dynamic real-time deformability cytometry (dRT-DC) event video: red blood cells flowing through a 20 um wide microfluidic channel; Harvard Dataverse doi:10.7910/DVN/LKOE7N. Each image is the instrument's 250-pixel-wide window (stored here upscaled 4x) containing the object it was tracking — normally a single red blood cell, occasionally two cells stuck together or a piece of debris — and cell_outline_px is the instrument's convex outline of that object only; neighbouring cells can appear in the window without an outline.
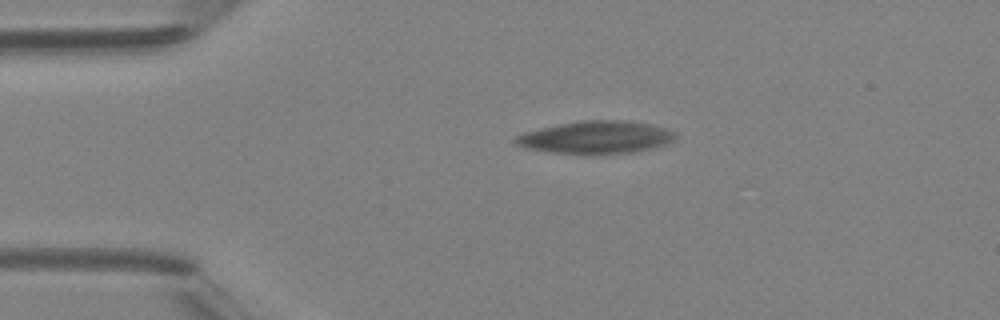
{"species": "Egyptian fruit bat (a non-hibernating species)", "species_latin": "Rousettus aegyptiacus", "temperature_condition": "room temperature", "stored_images_in_passage": 3, "camera_frame_rate_fps": 3000, "um_per_image_px": 0.085, "animal": {"sex": "female"}, "frame": {"image": 1, "passage_image": 1, "time_ms": 0.0, "image_size_px": [1000, 320], "cell_outline_px": [[676, 136], [668, 144], [652, 148], [632, 152], [548, 152], [528, 148], [516, 144], [512, 140], [516, 136], [524, 132], [540, 128], [580, 120], [616, 120], [648, 124], [664, 128], [676, 132]], "centroid_in_image_um": [50.64, 11.65], "position_along_channel_um": 34.4, "area_um2": 29.48}}
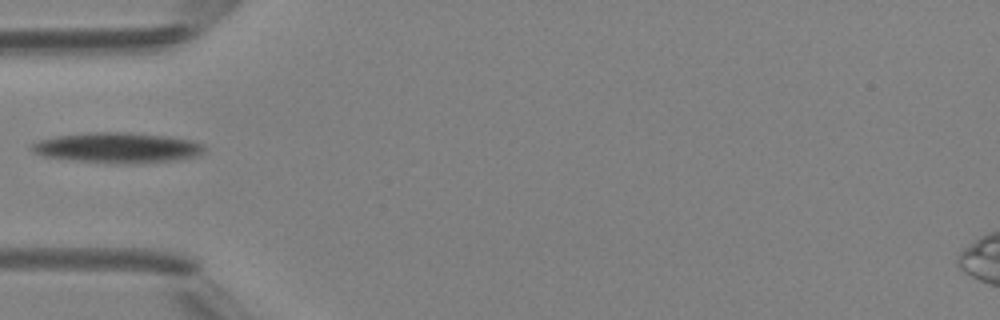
{"frame": {"image": 2, "passage_image": 3, "time_ms": 2.333, "image_size_px": [1000, 320], "cell_outline_px": [[204, 152], [196, 156], [180, 160], [136, 164], [124, 164], [72, 160], [44, 156], [32, 152], [28, 148], [32, 144], [40, 140], [56, 136], [92, 132], [124, 132], [168, 136], [192, 140], [204, 144]], "centroid_in_image_um": [10.01, 12.56], "position_along_channel_um": 75.0, "area_um2": 30.81}}